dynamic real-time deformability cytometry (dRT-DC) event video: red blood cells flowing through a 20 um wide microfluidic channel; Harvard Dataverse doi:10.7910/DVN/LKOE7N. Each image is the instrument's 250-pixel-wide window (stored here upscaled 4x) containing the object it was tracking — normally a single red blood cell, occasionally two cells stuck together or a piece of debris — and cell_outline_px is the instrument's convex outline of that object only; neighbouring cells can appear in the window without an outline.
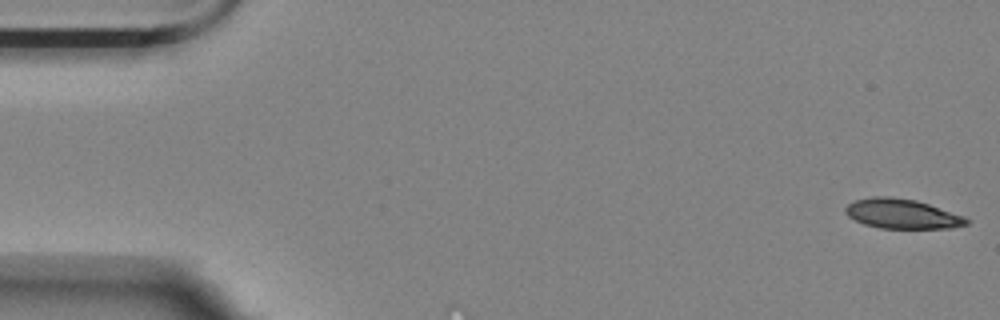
{"species": "Egyptian fruit bat (a non-hibernating species)", "species_latin": "Rousettus aegyptiacus", "temperature_condition": "room temperature", "stored_images_in_passage": 5, "camera_frame_rate_fps": 3000, "um_per_image_px": 0.085, "animal": {"sex": "female"}, "frame": {"image": 1, "passage_image": 1, "time_ms": 0.0, "image_size_px": [1000, 320], "cell_outline_px": [[968, 224], [952, 228], [880, 228], [864, 224], [848, 216], [844, 212], [844, 208], [848, 204], [856, 200], [872, 196], [892, 196], [916, 200], [964, 216], [968, 220]], "centroid_in_image_um": [76.65, 18.17], "position_along_channel_um": 8.4, "area_um2": 20.87}}